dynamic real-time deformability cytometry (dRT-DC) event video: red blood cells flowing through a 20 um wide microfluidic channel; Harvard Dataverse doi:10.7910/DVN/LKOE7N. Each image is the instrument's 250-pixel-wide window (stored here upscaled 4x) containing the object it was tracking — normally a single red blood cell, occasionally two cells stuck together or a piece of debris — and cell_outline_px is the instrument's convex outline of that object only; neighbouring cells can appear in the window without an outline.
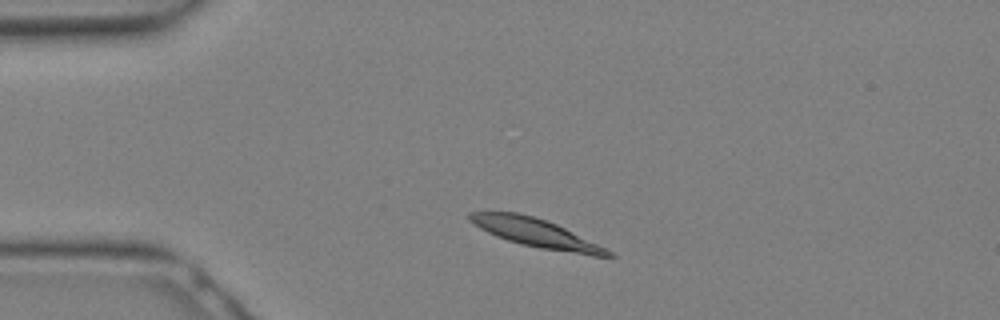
{"species": "Egyptian fruit bat (a non-hibernating species)", "species_latin": "Rousettus aegyptiacus", "temperature_condition": "warm", "stored_images_in_passage": 7, "camera_frame_rate_fps": 3000, "um_per_image_px": 0.085, "animal": {"sex": "female"}, "frame": {"image": 1, "passage_image": 1, "time_ms": 0.0, "image_size_px": [1000, 320], "cell_outline_px": [[616, 256], [592, 256], [540, 248], [508, 240], [496, 236], [480, 228], [468, 220], [468, 212], [516, 212], [532, 216], [556, 224], [612, 252]], "centroid_in_image_um": [45.5, 19.79], "position_along_channel_um": 39.5, "area_um2": 22.31}}
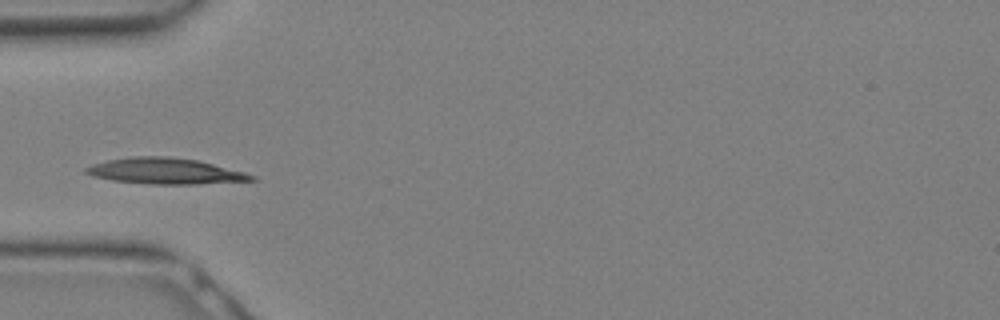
{"frame": {"image": 2, "passage_image": 4, "time_ms": 1.0, "image_size_px": [1000, 320], "cell_outline_px": [[256, 180], [196, 184], [152, 184], [112, 180], [92, 176], [84, 172], [84, 168], [92, 164], [108, 160], [132, 156], [168, 156], [196, 160], [244, 172], [256, 176]], "centroid_in_image_um": [14.0, 14.54], "position_along_channel_um": 71.0, "area_um2": 24.85}}
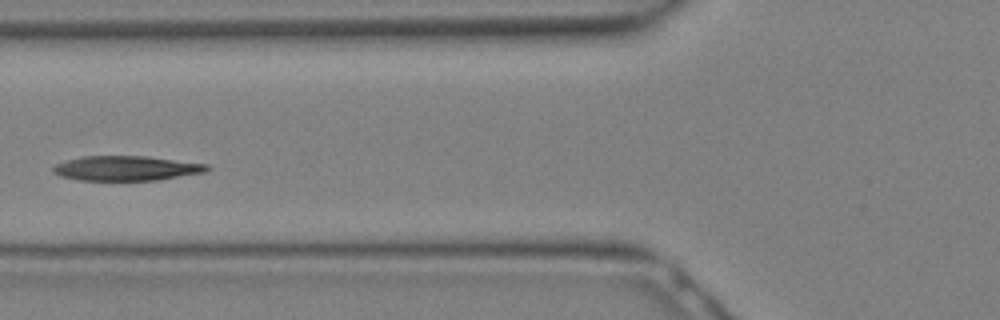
{"frame": {"image": 3, "passage_image": 6, "time_ms": 1.667, "image_size_px": [1000, 320], "cell_outline_px": [[212, 168], [204, 172], [156, 180], [80, 180], [60, 176], [52, 172], [52, 168], [56, 164], [80, 156], [148, 156], [208, 164]], "centroid_in_image_um": [10.74, 14.29], "position_along_channel_um": 115.1, "area_um2": 22.14}}